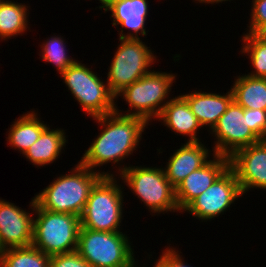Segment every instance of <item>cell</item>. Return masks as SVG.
I'll use <instances>...</instances> for the list:
<instances>
[{"instance_id": "1", "label": "cell", "mask_w": 266, "mask_h": 267, "mask_svg": "<svg viewBox=\"0 0 266 267\" xmlns=\"http://www.w3.org/2000/svg\"><path fill=\"white\" fill-rule=\"evenodd\" d=\"M93 120H97L96 123L101 124L103 129L79 161L92 171L108 162L118 164L132 154L149 124L142 118L119 114L116 111L94 117Z\"/></svg>"}, {"instance_id": "2", "label": "cell", "mask_w": 266, "mask_h": 267, "mask_svg": "<svg viewBox=\"0 0 266 267\" xmlns=\"http://www.w3.org/2000/svg\"><path fill=\"white\" fill-rule=\"evenodd\" d=\"M70 173L57 177L42 192L35 195V203L41 209L80 217L95 183L102 176H114L108 172H94L80 162Z\"/></svg>"}, {"instance_id": "3", "label": "cell", "mask_w": 266, "mask_h": 267, "mask_svg": "<svg viewBox=\"0 0 266 267\" xmlns=\"http://www.w3.org/2000/svg\"><path fill=\"white\" fill-rule=\"evenodd\" d=\"M30 204L32 211H35L33 215H37L33 222L31 245L49 256L76 251L81 227L80 217L41 209L35 203L34 197Z\"/></svg>"}, {"instance_id": "4", "label": "cell", "mask_w": 266, "mask_h": 267, "mask_svg": "<svg viewBox=\"0 0 266 267\" xmlns=\"http://www.w3.org/2000/svg\"><path fill=\"white\" fill-rule=\"evenodd\" d=\"M114 177L102 176L92 187L80 216V228L120 232L124 195Z\"/></svg>"}, {"instance_id": "5", "label": "cell", "mask_w": 266, "mask_h": 267, "mask_svg": "<svg viewBox=\"0 0 266 267\" xmlns=\"http://www.w3.org/2000/svg\"><path fill=\"white\" fill-rule=\"evenodd\" d=\"M120 177L144 202L152 213L178 212L175 188L166 178L163 168L124 166L119 168Z\"/></svg>"}, {"instance_id": "6", "label": "cell", "mask_w": 266, "mask_h": 267, "mask_svg": "<svg viewBox=\"0 0 266 267\" xmlns=\"http://www.w3.org/2000/svg\"><path fill=\"white\" fill-rule=\"evenodd\" d=\"M130 244L122 232L80 228L76 251L91 267H130L135 262Z\"/></svg>"}, {"instance_id": "7", "label": "cell", "mask_w": 266, "mask_h": 267, "mask_svg": "<svg viewBox=\"0 0 266 267\" xmlns=\"http://www.w3.org/2000/svg\"><path fill=\"white\" fill-rule=\"evenodd\" d=\"M175 77L172 73L151 71L131 85L126 86L116 95V97L123 96V99L128 102L127 104L131 108L127 110V114H124L118 111L119 109L116 106V112L142 118L147 123L152 120L151 118L157 119L169 101L165 102L166 98L168 99Z\"/></svg>"}, {"instance_id": "8", "label": "cell", "mask_w": 266, "mask_h": 267, "mask_svg": "<svg viewBox=\"0 0 266 267\" xmlns=\"http://www.w3.org/2000/svg\"><path fill=\"white\" fill-rule=\"evenodd\" d=\"M61 77L82 110L90 117L116 111V96L110 91L108 84H104L85 64L76 61L61 74Z\"/></svg>"}, {"instance_id": "9", "label": "cell", "mask_w": 266, "mask_h": 267, "mask_svg": "<svg viewBox=\"0 0 266 267\" xmlns=\"http://www.w3.org/2000/svg\"><path fill=\"white\" fill-rule=\"evenodd\" d=\"M120 44L112 58L107 74V84L116 96L126 86L139 80L151 70H148L156 57L150 47L140 38H119Z\"/></svg>"}, {"instance_id": "10", "label": "cell", "mask_w": 266, "mask_h": 267, "mask_svg": "<svg viewBox=\"0 0 266 267\" xmlns=\"http://www.w3.org/2000/svg\"><path fill=\"white\" fill-rule=\"evenodd\" d=\"M212 133L217 139L214 154L229 158L237 150L261 141L248 126L247 109L234 100L221 115Z\"/></svg>"}, {"instance_id": "11", "label": "cell", "mask_w": 266, "mask_h": 267, "mask_svg": "<svg viewBox=\"0 0 266 267\" xmlns=\"http://www.w3.org/2000/svg\"><path fill=\"white\" fill-rule=\"evenodd\" d=\"M236 174L229 166L202 194L183 211L201 220H211L223 214L238 197L242 196Z\"/></svg>"}, {"instance_id": "12", "label": "cell", "mask_w": 266, "mask_h": 267, "mask_svg": "<svg viewBox=\"0 0 266 267\" xmlns=\"http://www.w3.org/2000/svg\"><path fill=\"white\" fill-rule=\"evenodd\" d=\"M229 159L242 194L251 188L266 189V140L237 150Z\"/></svg>"}, {"instance_id": "13", "label": "cell", "mask_w": 266, "mask_h": 267, "mask_svg": "<svg viewBox=\"0 0 266 267\" xmlns=\"http://www.w3.org/2000/svg\"><path fill=\"white\" fill-rule=\"evenodd\" d=\"M21 207L0 199V251L32 244L34 218Z\"/></svg>"}, {"instance_id": "14", "label": "cell", "mask_w": 266, "mask_h": 267, "mask_svg": "<svg viewBox=\"0 0 266 267\" xmlns=\"http://www.w3.org/2000/svg\"><path fill=\"white\" fill-rule=\"evenodd\" d=\"M213 158L200 169L191 172L175 188L179 211L183 212L196 197L207 190L230 166L229 157L214 154Z\"/></svg>"}, {"instance_id": "15", "label": "cell", "mask_w": 266, "mask_h": 267, "mask_svg": "<svg viewBox=\"0 0 266 267\" xmlns=\"http://www.w3.org/2000/svg\"><path fill=\"white\" fill-rule=\"evenodd\" d=\"M111 11L113 18V26L121 25V33L119 38H135L138 39V33L142 36L147 35L145 21L148 15V2L146 0H103L99 9ZM123 27L130 29L135 33H123Z\"/></svg>"}, {"instance_id": "16", "label": "cell", "mask_w": 266, "mask_h": 267, "mask_svg": "<svg viewBox=\"0 0 266 267\" xmlns=\"http://www.w3.org/2000/svg\"><path fill=\"white\" fill-rule=\"evenodd\" d=\"M209 149L201 142H186L169 157L164 168L166 178L176 188L191 172L200 169L209 160Z\"/></svg>"}, {"instance_id": "17", "label": "cell", "mask_w": 266, "mask_h": 267, "mask_svg": "<svg viewBox=\"0 0 266 267\" xmlns=\"http://www.w3.org/2000/svg\"><path fill=\"white\" fill-rule=\"evenodd\" d=\"M227 93L219 95L195 90V92L192 91L190 94L181 96L187 101L191 112L196 116L201 126H209V129L212 130L233 101L232 90L230 89Z\"/></svg>"}, {"instance_id": "18", "label": "cell", "mask_w": 266, "mask_h": 267, "mask_svg": "<svg viewBox=\"0 0 266 267\" xmlns=\"http://www.w3.org/2000/svg\"><path fill=\"white\" fill-rule=\"evenodd\" d=\"M157 119L163 121L169 130L179 135H188V142H201L196 136L202 126L181 95L170 99Z\"/></svg>"}, {"instance_id": "19", "label": "cell", "mask_w": 266, "mask_h": 267, "mask_svg": "<svg viewBox=\"0 0 266 267\" xmlns=\"http://www.w3.org/2000/svg\"><path fill=\"white\" fill-rule=\"evenodd\" d=\"M66 142L64 130L50 129L48 125L39 139L24 153V157L31 161L33 165H37V167L48 165L57 160Z\"/></svg>"}, {"instance_id": "20", "label": "cell", "mask_w": 266, "mask_h": 267, "mask_svg": "<svg viewBox=\"0 0 266 267\" xmlns=\"http://www.w3.org/2000/svg\"><path fill=\"white\" fill-rule=\"evenodd\" d=\"M233 100L246 109L266 110V78L244 75L235 79Z\"/></svg>"}, {"instance_id": "21", "label": "cell", "mask_w": 266, "mask_h": 267, "mask_svg": "<svg viewBox=\"0 0 266 267\" xmlns=\"http://www.w3.org/2000/svg\"><path fill=\"white\" fill-rule=\"evenodd\" d=\"M31 112L14 121L7 137L9 146L14 147V149L17 148L23 153L22 155L39 139L41 133L48 127L47 124H44V121L43 123L41 122L37 113Z\"/></svg>"}, {"instance_id": "22", "label": "cell", "mask_w": 266, "mask_h": 267, "mask_svg": "<svg viewBox=\"0 0 266 267\" xmlns=\"http://www.w3.org/2000/svg\"><path fill=\"white\" fill-rule=\"evenodd\" d=\"M27 7L22 3L0 0V39L6 40L26 31Z\"/></svg>"}, {"instance_id": "23", "label": "cell", "mask_w": 266, "mask_h": 267, "mask_svg": "<svg viewBox=\"0 0 266 267\" xmlns=\"http://www.w3.org/2000/svg\"><path fill=\"white\" fill-rule=\"evenodd\" d=\"M51 256L33 245L0 251V267H49Z\"/></svg>"}, {"instance_id": "24", "label": "cell", "mask_w": 266, "mask_h": 267, "mask_svg": "<svg viewBox=\"0 0 266 267\" xmlns=\"http://www.w3.org/2000/svg\"><path fill=\"white\" fill-rule=\"evenodd\" d=\"M242 53L250 57L251 64L255 69L247 74L251 77L266 78V40L262 39L256 33H248L242 37Z\"/></svg>"}, {"instance_id": "25", "label": "cell", "mask_w": 266, "mask_h": 267, "mask_svg": "<svg viewBox=\"0 0 266 267\" xmlns=\"http://www.w3.org/2000/svg\"><path fill=\"white\" fill-rule=\"evenodd\" d=\"M65 42L61 37L51 36L50 39L46 40L41 45L42 48V59L45 62L52 63L55 65L60 75L77 60L66 55Z\"/></svg>"}, {"instance_id": "26", "label": "cell", "mask_w": 266, "mask_h": 267, "mask_svg": "<svg viewBox=\"0 0 266 267\" xmlns=\"http://www.w3.org/2000/svg\"><path fill=\"white\" fill-rule=\"evenodd\" d=\"M49 267H91V265L77 251H74L51 256Z\"/></svg>"}, {"instance_id": "27", "label": "cell", "mask_w": 266, "mask_h": 267, "mask_svg": "<svg viewBox=\"0 0 266 267\" xmlns=\"http://www.w3.org/2000/svg\"><path fill=\"white\" fill-rule=\"evenodd\" d=\"M248 126L260 139L266 140V110L247 109Z\"/></svg>"}, {"instance_id": "28", "label": "cell", "mask_w": 266, "mask_h": 267, "mask_svg": "<svg viewBox=\"0 0 266 267\" xmlns=\"http://www.w3.org/2000/svg\"><path fill=\"white\" fill-rule=\"evenodd\" d=\"M252 3L248 33H257L266 25V0H252Z\"/></svg>"}, {"instance_id": "29", "label": "cell", "mask_w": 266, "mask_h": 267, "mask_svg": "<svg viewBox=\"0 0 266 267\" xmlns=\"http://www.w3.org/2000/svg\"><path fill=\"white\" fill-rule=\"evenodd\" d=\"M178 252L179 251L176 252V249L174 250L173 248L167 247L164 252H162L160 259H157V262L162 267H190L189 264H185Z\"/></svg>"}, {"instance_id": "30", "label": "cell", "mask_w": 266, "mask_h": 267, "mask_svg": "<svg viewBox=\"0 0 266 267\" xmlns=\"http://www.w3.org/2000/svg\"><path fill=\"white\" fill-rule=\"evenodd\" d=\"M256 34L266 40V25L263 26Z\"/></svg>"}, {"instance_id": "31", "label": "cell", "mask_w": 266, "mask_h": 267, "mask_svg": "<svg viewBox=\"0 0 266 267\" xmlns=\"http://www.w3.org/2000/svg\"><path fill=\"white\" fill-rule=\"evenodd\" d=\"M195 1H198L199 3L214 4V3H220V2L222 3L223 1H228V0H195Z\"/></svg>"}, {"instance_id": "32", "label": "cell", "mask_w": 266, "mask_h": 267, "mask_svg": "<svg viewBox=\"0 0 266 267\" xmlns=\"http://www.w3.org/2000/svg\"><path fill=\"white\" fill-rule=\"evenodd\" d=\"M153 267H162V266L156 261Z\"/></svg>"}, {"instance_id": "33", "label": "cell", "mask_w": 266, "mask_h": 267, "mask_svg": "<svg viewBox=\"0 0 266 267\" xmlns=\"http://www.w3.org/2000/svg\"><path fill=\"white\" fill-rule=\"evenodd\" d=\"M136 262L137 261H135L130 267H137Z\"/></svg>"}]
</instances>
